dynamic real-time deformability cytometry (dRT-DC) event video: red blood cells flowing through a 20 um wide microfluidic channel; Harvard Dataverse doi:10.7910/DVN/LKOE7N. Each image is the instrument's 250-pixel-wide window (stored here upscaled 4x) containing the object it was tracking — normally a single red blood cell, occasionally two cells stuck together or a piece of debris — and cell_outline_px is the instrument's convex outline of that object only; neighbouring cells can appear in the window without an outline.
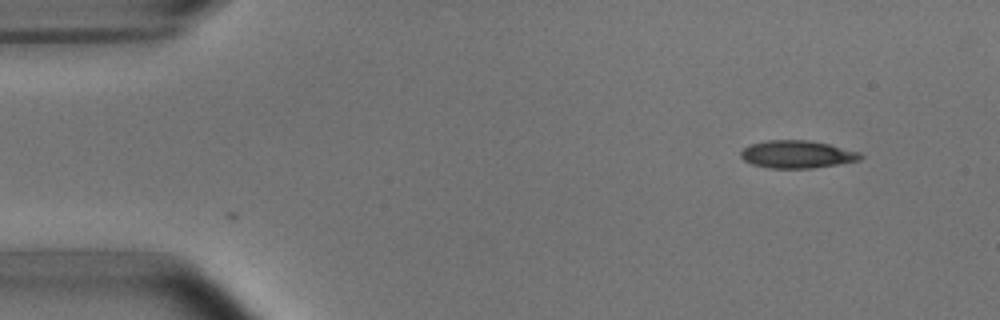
{"species": "common noctule bat (a hibernating species)", "species_latin": "Nyctalus noctula", "temperature_condition": "room temperature", "stored_images_in_passage": 4, "camera_frame_rate_fps": 3000, "um_per_image_px": 0.085, "animal": {"sex": "male", "body_mass_g": 15.6}, "frame": {"image": 1, "passage_image": 4, "time_ms": 1.0, "image_size_px": [1000, 320], "cell_outline_px": [[864, 156], [860, 160], [812, 168], [768, 168], [752, 164], [744, 160], [740, 156], [740, 152], [744, 148], [752, 144], [768, 140], [808, 140], [828, 144], [860, 152]], "centroid_in_image_um": [67.75, 13.12], "position_along_channel_um": 17.3, "area_um2": 19.13}}